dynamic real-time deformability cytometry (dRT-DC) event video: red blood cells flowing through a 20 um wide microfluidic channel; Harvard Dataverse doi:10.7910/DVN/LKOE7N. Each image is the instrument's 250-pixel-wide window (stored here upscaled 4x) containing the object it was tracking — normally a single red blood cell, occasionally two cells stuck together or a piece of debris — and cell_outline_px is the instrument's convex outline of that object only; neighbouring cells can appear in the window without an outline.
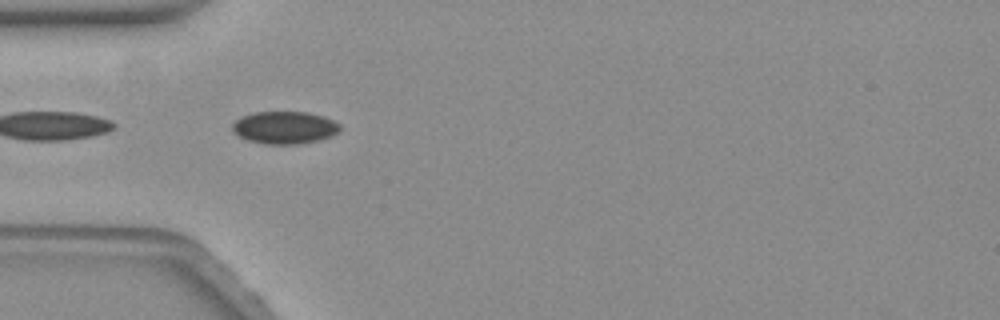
{"species": "common noctule bat (a hibernating species)", "species_latin": "Nyctalus noctula", "temperature_condition": "warm", "stored_images_in_passage": 5, "camera_frame_rate_fps": 3000, "um_per_image_px": 0.085, "animal": {"sex": "female", "body_mass_g": 19.3, "forearm_length_mm": 54.1}, "frame": {"image": 1, "passage_image": 2, "time_ms": 0.333, "image_size_px": [1000, 320], "cell_outline_px": [[340, 128], [332, 136], [320, 140], [296, 144], [264, 144], [248, 140], [240, 136], [232, 128], [232, 124], [236, 120], [252, 112], [308, 112], [324, 116], [340, 124]], "centroid_in_image_um": [24.21, 10.84], "position_along_channel_um": 60.8, "area_um2": 20.23}}